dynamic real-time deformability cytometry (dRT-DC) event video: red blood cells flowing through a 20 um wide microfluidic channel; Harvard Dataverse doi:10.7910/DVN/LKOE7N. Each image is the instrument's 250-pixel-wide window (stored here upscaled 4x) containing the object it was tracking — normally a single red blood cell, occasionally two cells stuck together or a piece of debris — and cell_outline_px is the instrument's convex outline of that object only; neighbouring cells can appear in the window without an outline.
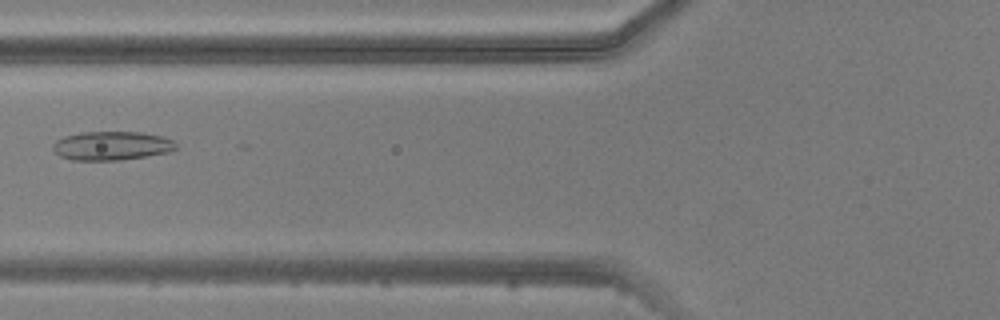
{"species": "common noctule bat (a hibernating species)", "species_latin": "Nyctalus noctula", "temperature_condition": "warm", "stored_images_in_passage": 5, "camera_frame_rate_fps": 3000, "um_per_image_px": 0.085, "animal": {"sex": "male", "body_mass_g": 20.5, "forearm_length_mm": 52.5}, "frame": {"image": 1, "passage_image": 5, "time_ms": 5.667, "image_size_px": [1000, 320], "cell_outline_px": [[176, 148], [168, 152], [120, 160], [72, 160], [60, 156], [52, 148], [52, 144], [56, 140], [64, 136], [80, 132], [140, 132], [160, 136], [176, 140]], "centroid_in_image_um": [9.47, 12.38], "position_along_channel_um": 116.3, "area_um2": 20.63}}